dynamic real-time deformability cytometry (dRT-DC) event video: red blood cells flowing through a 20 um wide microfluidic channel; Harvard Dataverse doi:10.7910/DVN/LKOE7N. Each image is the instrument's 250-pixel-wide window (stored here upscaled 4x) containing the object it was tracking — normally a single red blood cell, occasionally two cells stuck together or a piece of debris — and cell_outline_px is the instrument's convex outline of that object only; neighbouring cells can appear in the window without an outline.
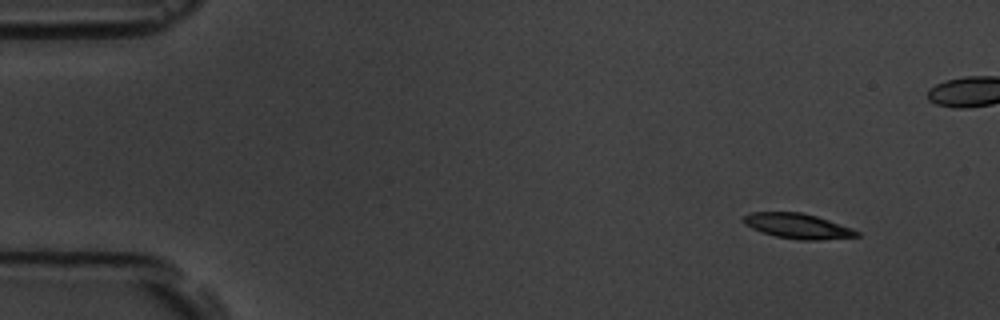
{"species": "common noctule bat (a hibernating species)", "species_latin": "Nyctalus noctula", "temperature_condition": "room temperature", "stored_images_in_passage": 5, "camera_frame_rate_fps": 3000, "um_per_image_px": 0.085, "animal": {"sex": "male", "body_mass_g": 19.5, "forearm_length_mm": 54.6}, "frame": {"image": 1, "passage_image": 1, "time_ms": 0.0, "image_size_px": [1000, 320], "cell_outline_px": [[860, 236], [816, 240], [800, 240], [776, 236], [752, 228], [744, 224], [744, 216], [752, 212], [800, 212], [816, 216], [852, 228], [860, 232]], "centroid_in_image_um": [67.82, 19.21], "position_along_channel_um": 17.2, "area_um2": 16.3}}
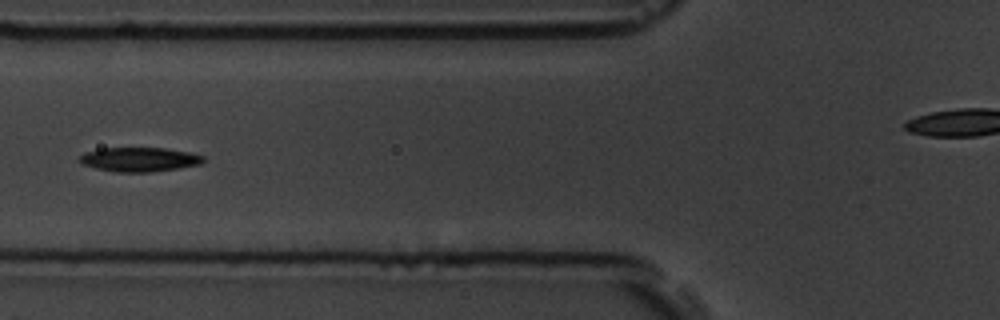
{"frame": {"image": 2, "passage_image": 5, "time_ms": 5.667, "image_size_px": [1000, 320], "cell_outline_px": [[204, 160], [200, 164], [176, 168], [148, 172], [116, 172], [96, 168], [84, 164], [80, 160], [80, 156], [84, 152], [100, 148], [164, 148], [188, 152], [204, 156]], "centroid_in_image_um": [11.83, 13.54], "position_along_channel_um": 114.0, "area_um2": 17.22}}